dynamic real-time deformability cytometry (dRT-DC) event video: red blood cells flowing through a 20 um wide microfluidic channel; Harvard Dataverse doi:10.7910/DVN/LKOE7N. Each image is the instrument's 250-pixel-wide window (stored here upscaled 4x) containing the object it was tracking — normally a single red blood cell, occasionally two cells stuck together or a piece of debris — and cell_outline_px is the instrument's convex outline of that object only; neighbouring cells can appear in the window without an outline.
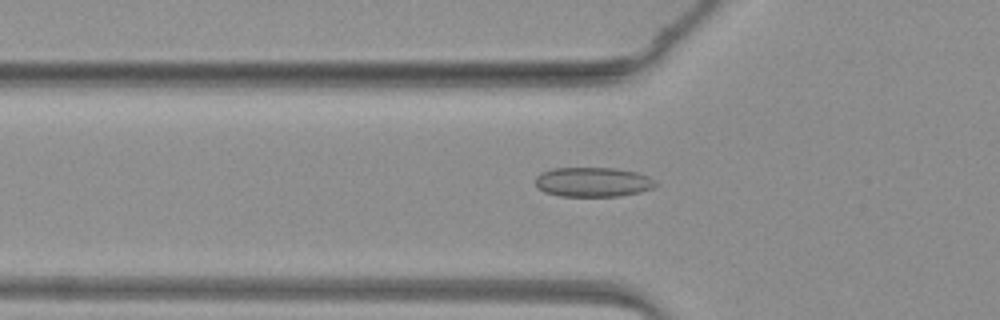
{"species": "common noctule bat (a hibernating species)", "species_latin": "Nyctalus noctula", "temperature_condition": "warm", "stored_images_in_passage": 24, "camera_frame_rate_fps": 3000, "um_per_image_px": 0.085, "animal": {"sex": "female", "body_mass_g": 19.3, "forearm_length_mm": 54.1}, "frame": {"image": 1, "passage_image": 3, "time_ms": 0.667, "image_size_px": [1000, 320], "cell_outline_px": [[660, 184], [652, 188], [640, 192], [620, 196], [560, 196], [544, 192], [536, 184], [536, 176], [540, 172], [552, 168], [616, 168], [636, 172], [648, 176]], "centroid_in_image_um": [50.41, 15.47], "position_along_channel_um": 75.4, "area_um2": 20.81}}
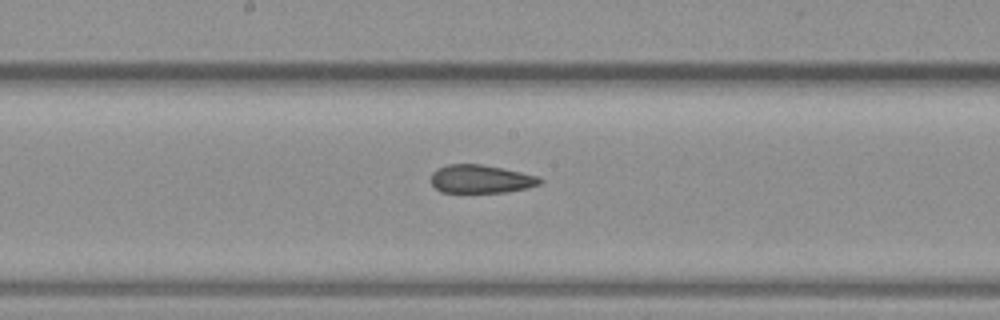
{"frame": {"image": 2, "passage_image": 12, "time_ms": 3.667, "image_size_px": [1000, 320], "cell_outline_px": [[544, 180], [540, 184], [528, 188], [504, 192], [440, 192], [432, 184], [432, 172], [436, 168], [448, 164], [484, 164], [520, 172], [536, 176]], "centroid_in_image_um": [40.86, 15.21], "position_along_channel_um": 207.3, "area_um2": 17.92}}
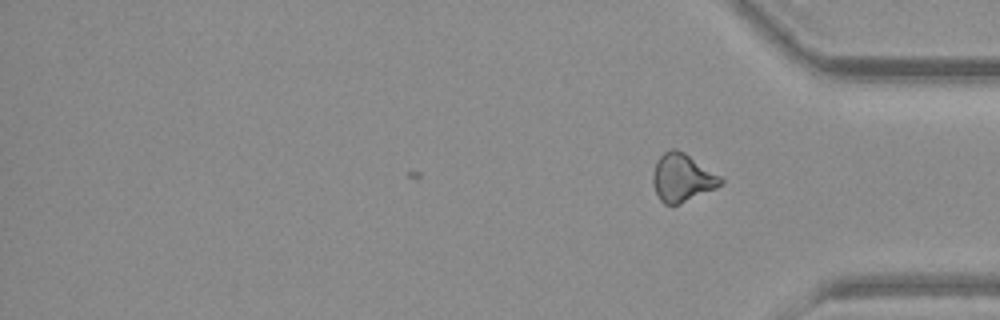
{"frame": {"image": 3, "passage_image": 24, "time_ms": 7.667, "image_size_px": [1000, 320], "cell_outline_px": [[724, 184], [716, 188], [680, 204], [664, 204], [660, 200], [656, 192], [652, 180], [652, 172], [656, 160], [664, 152], [672, 148], [676, 148], [684, 152], [720, 176], [724, 180]], "centroid_in_image_um": [57.98, 15.1], "position_along_channel_um": 377.2, "area_um2": 18.96}}